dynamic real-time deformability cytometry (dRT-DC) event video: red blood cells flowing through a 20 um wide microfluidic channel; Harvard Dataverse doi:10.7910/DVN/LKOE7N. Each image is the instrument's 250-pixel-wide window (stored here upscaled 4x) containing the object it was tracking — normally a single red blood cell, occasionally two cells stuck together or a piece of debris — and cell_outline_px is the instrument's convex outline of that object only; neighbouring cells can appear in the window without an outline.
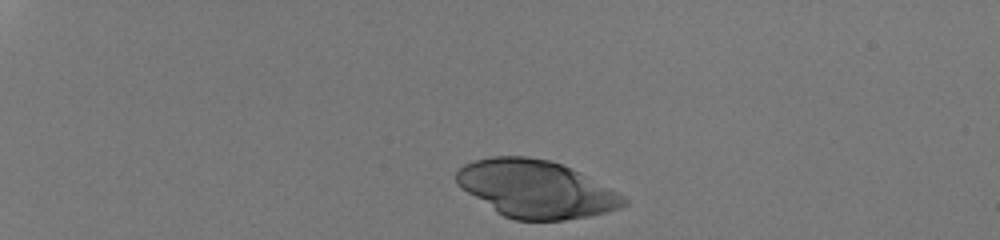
{"species": "human", "species_latin": "Homo sapiens", "temperature_condition": "room temperature", "stored_images_in_passage": 35, "camera_frame_rate_fps": 3000, "um_per_image_px": 0.085, "donor": {"sex": "male"}, "frame": {"image": 1, "passage_image": 1, "time_ms": 0.0, "image_size_px": [1000, 240], "cell_outline_px": [[628, 204], [620, 208], [588, 216], [564, 220], [516, 220], [504, 216], [496, 212], [460, 188], [456, 184], [456, 172], [464, 164], [472, 160], [492, 156], [528, 156], [548, 160], [560, 164], [580, 172], [624, 196], [628, 200]], "centroid_in_image_um": [45.52, 16.06], "position_along_channel_um": 39.5, "area_um2": 55.83}}